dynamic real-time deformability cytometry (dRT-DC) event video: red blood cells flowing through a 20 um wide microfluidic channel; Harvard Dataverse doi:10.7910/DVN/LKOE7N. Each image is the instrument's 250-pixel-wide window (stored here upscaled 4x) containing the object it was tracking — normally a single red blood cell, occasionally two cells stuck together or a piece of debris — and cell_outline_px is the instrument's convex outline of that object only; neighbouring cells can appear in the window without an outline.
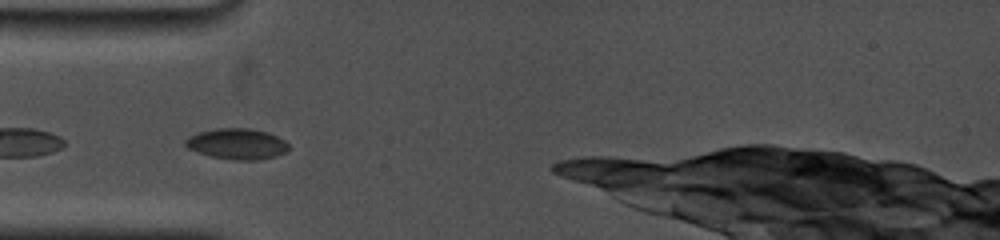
{"species": "common noctule bat (a hibernating species)", "species_latin": "Nyctalus noctula", "temperature_condition": "cold", "stored_images_in_passage": 17, "camera_frame_rate_fps": 5000, "um_per_image_px": 0.085, "animal": {"sex": "female", "body_mass_g": 19.0, "forearm_length_mm": 53.3}, "frame": {"image": 1, "passage_image": 2, "time_ms": 0.6, "image_size_px": [1000, 240], "cell_outline_px": [[288, 152], [276, 156], [256, 160], [232, 160], [212, 156], [188, 148], [184, 144], [184, 140], [188, 136], [196, 132], [216, 128], [248, 128], [268, 132], [284, 140], [288, 144]], "centroid_in_image_um": [20.14, 12.22], "position_along_channel_um": 64.9, "area_um2": 18.61}}
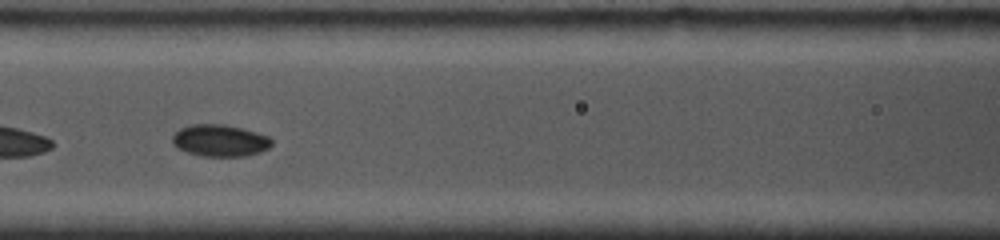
{"frame": {"image": 2, "passage_image": 8, "time_ms": 2.8, "image_size_px": [1000, 240], "cell_outline_px": [[272, 144], [268, 148], [260, 152], [248, 156], [200, 156], [188, 152], [172, 144], [172, 136], [180, 128], [192, 124], [224, 124], [256, 132], [268, 136], [272, 140]], "centroid_in_image_um": [18.7, 11.95], "position_along_channel_um": 147.9, "area_um2": 18.38}}
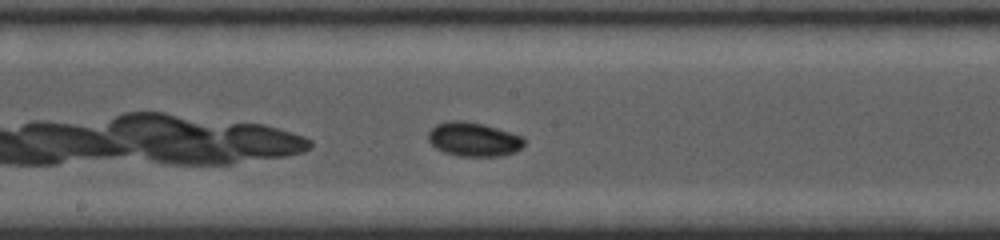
{"frame": {"image": 3, "passage_image": 12, "time_ms": 4.4, "image_size_px": [1000, 240], "cell_outline_px": [[524, 144], [516, 152], [500, 156], [460, 156], [444, 152], [436, 148], [428, 140], [428, 132], [436, 124], [448, 120], [460, 120], [484, 124], [524, 136]], "centroid_in_image_um": [40.26, 11.83], "position_along_channel_um": 207.9, "area_um2": 19.13}}